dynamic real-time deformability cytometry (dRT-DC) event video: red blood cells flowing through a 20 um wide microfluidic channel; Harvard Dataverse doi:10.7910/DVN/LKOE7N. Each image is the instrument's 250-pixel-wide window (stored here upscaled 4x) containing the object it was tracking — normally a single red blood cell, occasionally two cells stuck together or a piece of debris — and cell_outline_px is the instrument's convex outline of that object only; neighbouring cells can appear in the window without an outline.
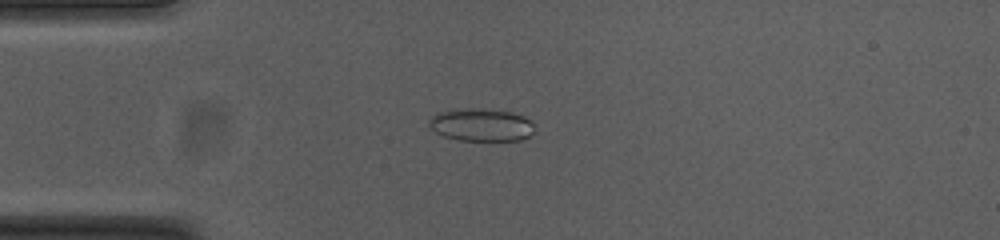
{"species": "common noctule bat (a hibernating species)", "species_latin": "Nyctalus noctula", "temperature_condition": "cold", "stored_images_in_passage": 42, "camera_frame_rate_fps": 3000, "um_per_image_px": 0.085, "animal": {"sex": "female", "body_mass_g": 23.0, "forearm_length_mm": 53.4}, "frame": {"image": 1, "passage_image": 2, "time_ms": 0.333, "image_size_px": [1000, 240], "cell_outline_px": [[536, 132], [520, 140], [460, 140], [444, 136], [436, 132], [428, 124], [428, 120], [436, 112], [468, 108], [480, 108], [512, 112], [524, 116], [532, 124]], "centroid_in_image_um": [40.9, 10.6], "position_along_channel_um": 44.1, "area_um2": 20.06}}
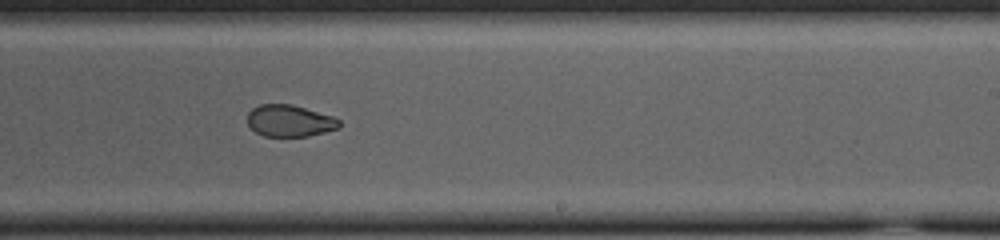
{"frame": {"image": 2, "passage_image": 21, "time_ms": 6.667, "image_size_px": [1000, 240], "cell_outline_px": [[340, 128], [308, 136], [264, 136], [256, 132], [248, 124], [248, 112], [252, 108], [260, 104], [292, 104], [332, 116], [340, 120]], "centroid_in_image_um": [24.62, 10.26], "position_along_channel_um": 264.4, "area_um2": 16.94}}
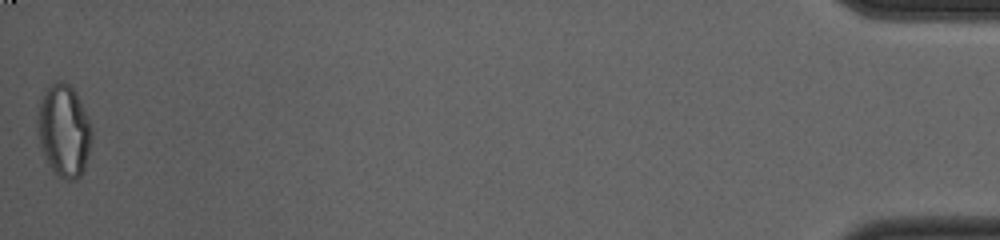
{"frame": {"image": 3, "passage_image": 42, "time_ms": 13.667, "image_size_px": [1000, 240], "cell_outline_px": [[92, 140], [88, 156], [84, 168], [80, 176], [76, 180], [68, 180], [56, 176], [52, 172], [44, 156], [40, 144], [36, 124], [36, 116], [40, 100], [48, 88], [56, 80], [60, 80], [68, 84], [76, 92], [92, 128]], "centroid_in_image_um": [5.42, 11.14], "position_along_channel_um": 429.8, "area_um2": 29.36}, "authors_computed_cell_mechanics": {"area_um2": 19.1896, "velocity_mm_per_s": 3.7741, "shape_relaxation_time_tau1_ms": null, "shape_relaxation_time_tau2_ms": 1.8809, "deformation_change_tau1": null, "deformation_change_tau2": 0.068}}